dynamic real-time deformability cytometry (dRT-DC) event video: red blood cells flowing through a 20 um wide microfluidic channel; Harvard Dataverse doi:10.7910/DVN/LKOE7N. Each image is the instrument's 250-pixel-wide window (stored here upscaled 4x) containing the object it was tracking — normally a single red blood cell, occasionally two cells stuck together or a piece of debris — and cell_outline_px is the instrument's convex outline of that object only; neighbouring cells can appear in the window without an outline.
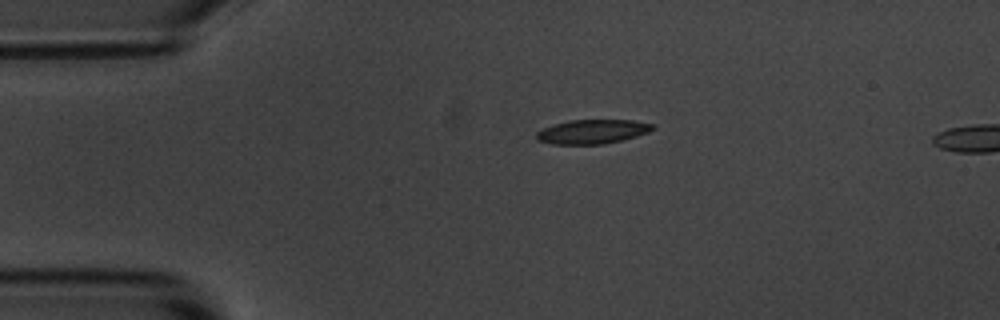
{"species": "common noctule bat (a hibernating species)", "species_latin": "Nyctalus noctula", "temperature_condition": "room temperature", "stored_images_in_passage": 13, "segment_of_instrument_passage": [1, 2], "camera_frame_rate_fps": 3000, "um_per_image_px": 0.085, "animal": {"sex": "male", "body_mass_g": 20.1, "forearm_length_mm": 53.5}, "frame": {"image": 1, "passage_image": 1, "time_ms": 0.0, "image_size_px": [1000, 320], "cell_outline_px": [[656, 128], [648, 132], [636, 136], [604, 144], [552, 144], [536, 140], [536, 132], [544, 128], [568, 120], [632, 120], [652, 124]], "centroid_in_image_um": [50.34, 11.19], "position_along_channel_um": 34.7, "area_um2": 16.24}}
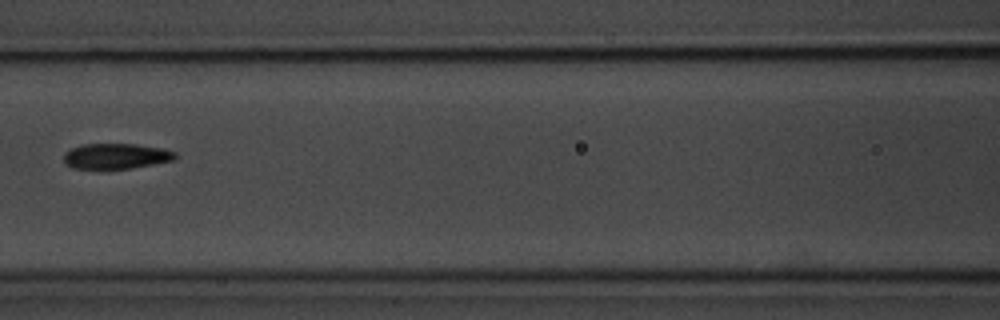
{"frame": {"image": 2, "passage_image": 4, "time_ms": 4.333, "image_size_px": [1000, 320], "cell_outline_px": [[176, 160], [132, 168], [72, 168], [64, 164], [64, 152], [72, 148], [84, 144], [136, 144], [164, 148], [176, 152]], "centroid_in_image_um": [9.89, 13.26], "position_along_channel_um": 156.7, "area_um2": 16.59}}
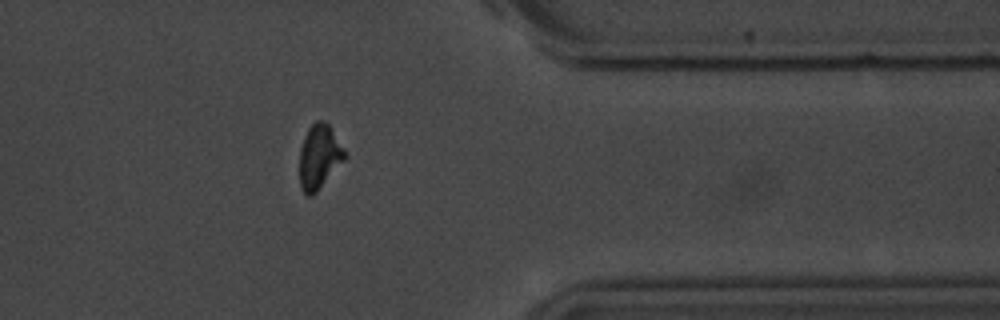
{"frame": {"image": 3, "passage_image": 10, "time_ms": 11.0, "image_size_px": [1000, 320], "cell_outline_px": [[348, 156], [316, 192], [312, 196], [308, 196], [300, 188], [300, 148], [304, 136], [308, 128], [316, 120], [324, 120], [328, 124], [344, 148]], "centroid_in_image_um": [27.14, 13.31], "position_along_channel_um": 384.3, "area_um2": 16.94}}